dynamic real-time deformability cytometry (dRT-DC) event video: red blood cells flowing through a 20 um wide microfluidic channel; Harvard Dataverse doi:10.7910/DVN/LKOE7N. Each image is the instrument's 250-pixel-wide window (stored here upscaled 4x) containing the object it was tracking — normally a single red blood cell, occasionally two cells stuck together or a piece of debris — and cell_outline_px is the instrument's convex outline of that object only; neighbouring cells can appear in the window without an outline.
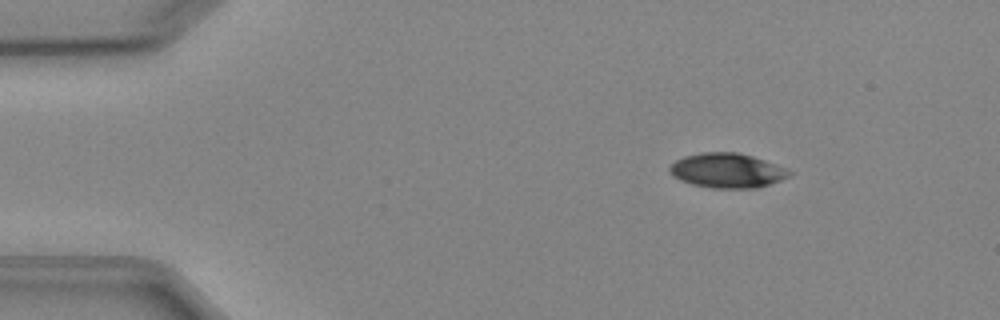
{"species": "Egyptian fruit bat (a non-hibernating species)", "species_latin": "Rousettus aegyptiacus", "temperature_condition": "cold", "stored_images_in_passage": 4, "camera_frame_rate_fps": 3000, "um_per_image_px": 0.085, "animal": {"sex": "female"}, "frame": {"image": 1, "passage_image": 1, "time_ms": 0.0, "image_size_px": [1000, 320], "cell_outline_px": [[792, 172], [788, 176], [780, 180], [756, 188], [712, 188], [692, 184], [680, 180], [672, 176], [668, 172], [668, 168], [676, 160], [684, 156], [700, 152], [736, 152], [752, 156], [776, 164]], "centroid_in_image_um": [61.75, 14.49], "position_along_channel_um": 23.2, "area_um2": 24.04}}